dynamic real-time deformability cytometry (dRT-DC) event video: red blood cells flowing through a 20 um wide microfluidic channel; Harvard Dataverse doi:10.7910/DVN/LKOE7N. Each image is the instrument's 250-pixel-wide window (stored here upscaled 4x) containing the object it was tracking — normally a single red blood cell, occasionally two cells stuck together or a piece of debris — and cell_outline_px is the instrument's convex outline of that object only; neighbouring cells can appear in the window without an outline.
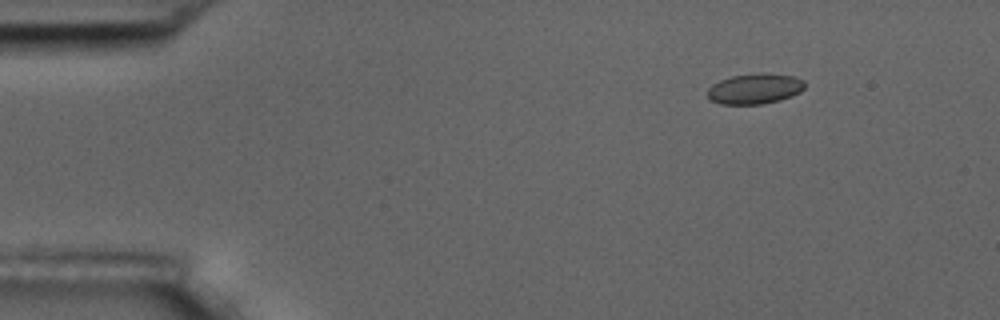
{"species": "common noctule bat (a hibernating species)", "species_latin": "Nyctalus noctula", "temperature_condition": "room temperature", "stored_images_in_passage": 4, "camera_frame_rate_fps": 3000, "um_per_image_px": 0.085, "animal": {"sex": "male", "body_mass_g": 17.5, "forearm_length_mm": 52.3}, "frame": {"image": 1, "passage_image": 1, "time_ms": 0.0, "image_size_px": [1000, 320], "cell_outline_px": [[804, 88], [800, 92], [792, 96], [780, 100], [760, 104], [720, 104], [708, 100], [708, 88], [712, 84], [720, 80], [732, 76], [760, 72], [764, 72], [792, 76], [804, 80]], "centroid_in_image_um": [64.14, 7.54], "position_along_channel_um": 20.9, "area_um2": 17.4}}
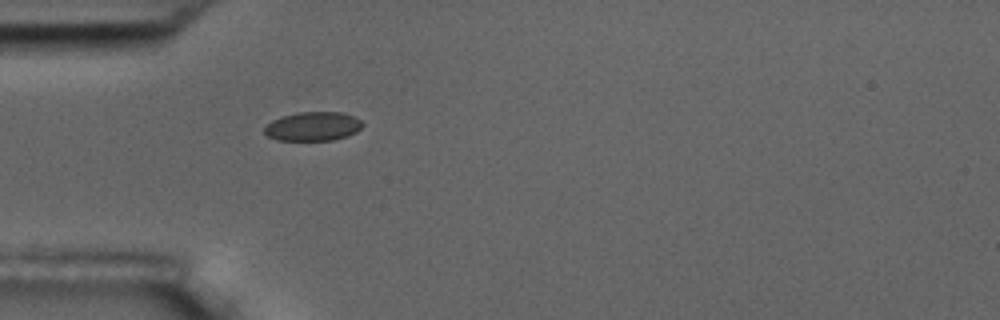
{"frame": {"image": 2, "passage_image": 4, "time_ms": 3.333, "image_size_px": [1000, 320], "cell_outline_px": [[364, 124], [356, 132], [332, 140], [276, 140], [268, 136], [264, 132], [264, 128], [272, 120], [280, 116], [296, 112], [344, 112], [360, 120]], "centroid_in_image_um": [26.57, 10.73], "position_along_channel_um": 58.4, "area_um2": 16.53}}